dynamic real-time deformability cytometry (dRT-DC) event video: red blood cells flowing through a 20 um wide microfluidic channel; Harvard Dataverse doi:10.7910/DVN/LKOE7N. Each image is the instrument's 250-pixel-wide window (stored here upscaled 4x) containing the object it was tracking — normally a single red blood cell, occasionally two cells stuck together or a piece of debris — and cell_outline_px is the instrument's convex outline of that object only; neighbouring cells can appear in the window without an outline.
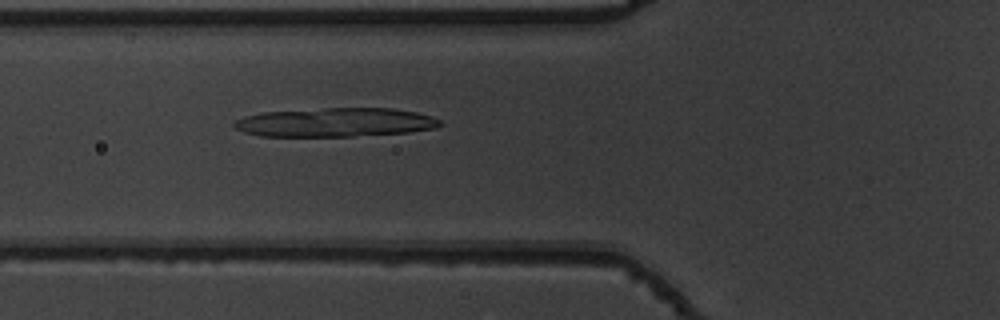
{"species": "common noctule bat (a hibernating species)", "species_latin": "Nyctalus noctula", "temperature_condition": "warm", "stored_images_in_passage": 33, "camera_frame_rate_fps": 3000, "um_per_image_px": 0.085, "animal": {"sex": "male", "body_mass_g": 19.5, "forearm_length_mm": 54.6}, "frame": {"image": 1, "passage_image": 3, "time_ms": 0.667, "image_size_px": [1000, 320], "cell_outline_px": [[444, 124], [436, 128], [408, 132], [352, 136], [260, 136], [244, 132], [236, 128], [232, 124], [236, 120], [244, 116], [260, 112], [324, 108], [392, 108], [416, 112], [432, 116], [440, 120]], "centroid_in_image_um": [28.51, 10.39], "position_along_channel_um": 97.3, "area_um2": 34.8}}
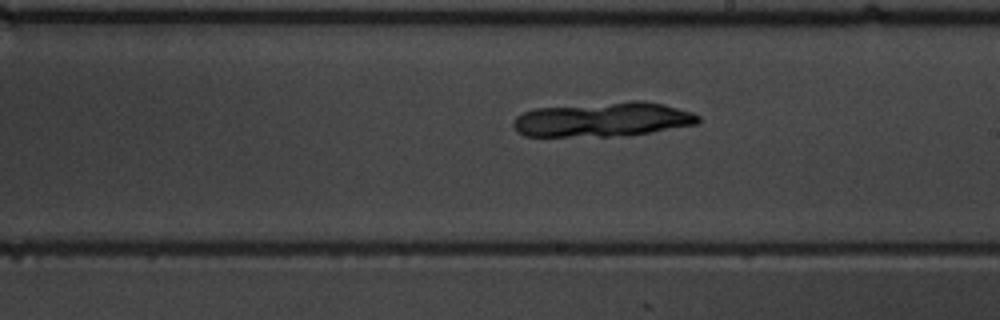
{"frame": {"image": 2, "passage_image": 14, "time_ms": 4.333, "image_size_px": [1000, 320], "cell_outline_px": [[700, 120], [696, 124], [624, 136], [524, 136], [516, 132], [512, 124], [516, 116], [524, 112], [536, 108], [632, 100], [644, 100], [664, 104], [692, 112], [700, 116]], "centroid_in_image_um": [51.22, 10.14], "position_along_channel_um": 237.8, "area_um2": 37.28}}
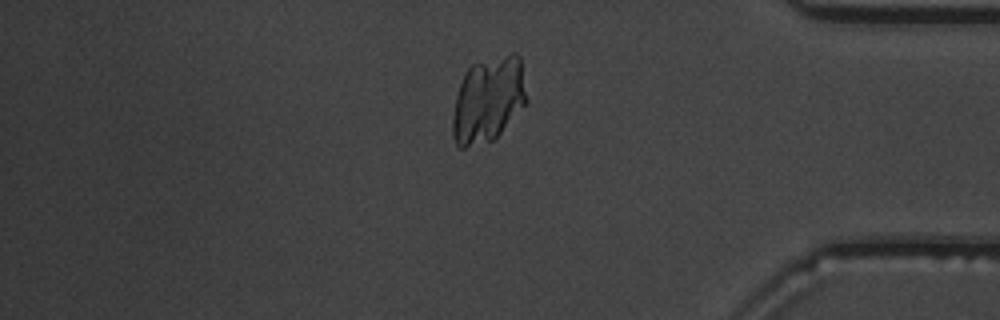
{"frame": {"image": 3, "passage_image": 28, "time_ms": 9.0, "image_size_px": [1000, 320], "cell_outline_px": [[528, 100], [500, 132], [492, 140], [464, 148], [460, 148], [456, 144], [452, 136], [452, 116], [456, 96], [460, 84], [468, 68], [472, 64], [512, 52], [516, 52], [520, 56]], "centroid_in_image_um": [41.49, 8.45], "position_along_channel_um": 393.7, "area_um2": 36.7}}